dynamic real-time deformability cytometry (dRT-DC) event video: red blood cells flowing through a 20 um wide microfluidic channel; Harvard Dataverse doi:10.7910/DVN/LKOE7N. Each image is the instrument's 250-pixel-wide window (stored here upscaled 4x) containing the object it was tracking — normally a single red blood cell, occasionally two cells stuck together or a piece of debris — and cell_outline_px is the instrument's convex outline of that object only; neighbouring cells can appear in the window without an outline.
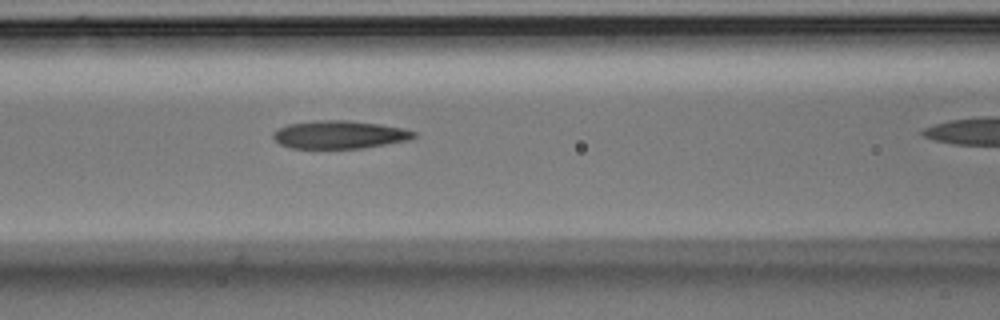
{"species": "Egyptian fruit bat (a non-hibernating species)", "species_latin": "Rousettus aegyptiacus", "temperature_condition": "room temperature", "stored_images_in_passage": 13, "camera_frame_rate_fps": 3000, "um_per_image_px": 0.085, "animal": {"sex": "male"}, "frame": {"image": 1, "passage_image": 6, "time_ms": 1.667, "image_size_px": [1000, 320], "cell_outline_px": [[416, 136], [412, 140], [364, 148], [292, 148], [280, 144], [272, 136], [272, 132], [288, 124], [312, 120], [348, 120], [380, 124], [404, 128], [416, 132]], "centroid_in_image_um": [28.9, 11.44], "position_along_channel_um": 137.7, "area_um2": 23.18}}